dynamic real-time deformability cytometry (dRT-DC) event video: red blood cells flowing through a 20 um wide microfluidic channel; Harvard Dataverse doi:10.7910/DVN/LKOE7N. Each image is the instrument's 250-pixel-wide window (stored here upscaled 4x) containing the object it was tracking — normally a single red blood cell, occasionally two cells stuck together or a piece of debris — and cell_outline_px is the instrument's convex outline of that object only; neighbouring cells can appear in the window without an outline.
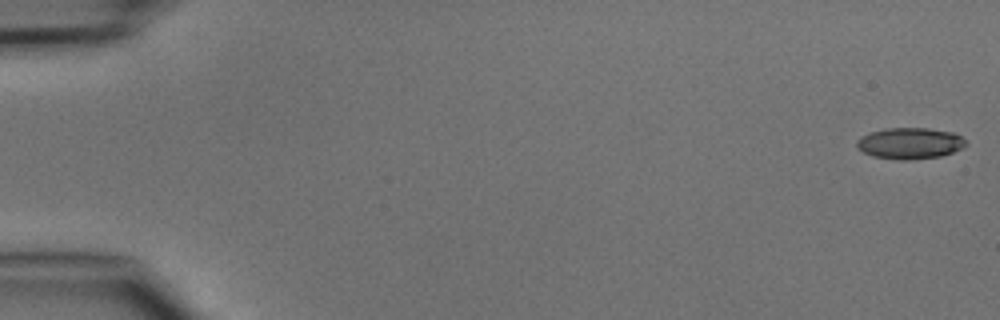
{"species": "common noctule bat (a hibernating species)", "species_latin": "Nyctalus noctula", "temperature_condition": "cold", "stored_images_in_passage": 48, "camera_frame_rate_fps": 3000, "um_per_image_px": 0.085, "animal": {"sex": "male", "body_mass_g": 15.6}, "frame": {"image": 1, "passage_image": 1, "time_ms": 0.0, "image_size_px": [1000, 320], "cell_outline_px": [[968, 144], [964, 148], [940, 156], [908, 160], [900, 160], [872, 156], [856, 148], [856, 140], [860, 136], [872, 132], [888, 128], [928, 128], [956, 132]], "centroid_in_image_um": [77.35, 12.18], "position_along_channel_um": 7.7, "area_um2": 20.0}}
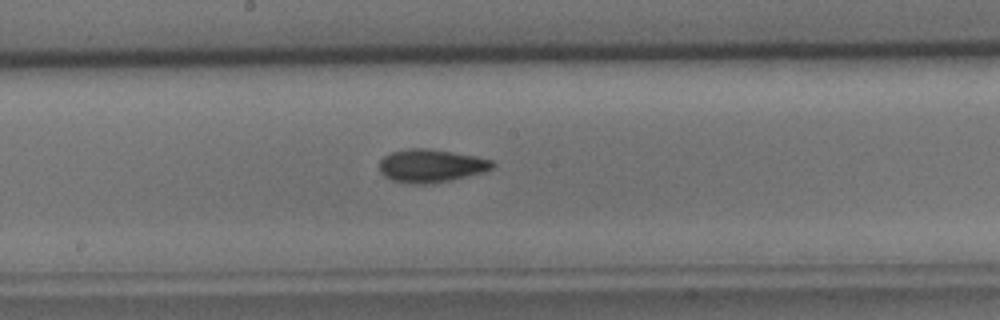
{"frame": {"image": 2, "passage_image": 26, "time_ms": 8.333, "image_size_px": [1000, 320], "cell_outline_px": [[496, 164], [492, 168], [484, 172], [448, 180], [424, 184], [412, 184], [392, 180], [384, 176], [380, 172], [380, 160], [384, 156], [392, 152], [408, 148], [428, 148], [476, 156], [492, 160]], "centroid_in_image_um": [36.63, 14.08], "position_along_channel_um": 211.6, "area_um2": 21.68}}
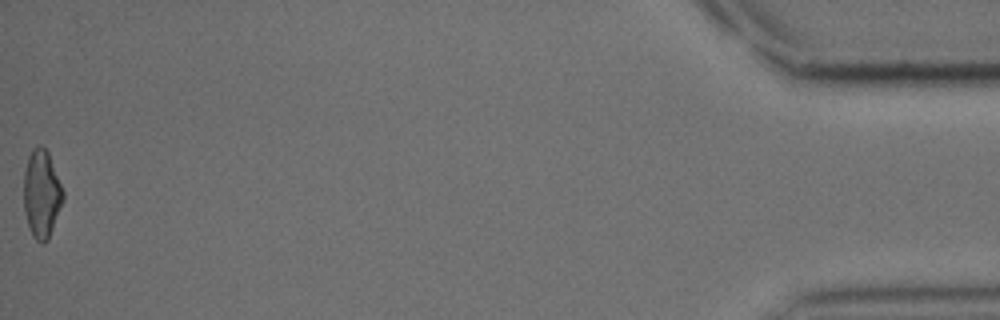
{"frame": {"image": 3, "passage_image": 48, "time_ms": 15.667, "image_size_px": [1000, 320], "cell_outline_px": [[64, 200], [48, 240], [44, 244], [40, 244], [32, 236], [24, 212], [24, 172], [28, 156], [32, 148], [40, 144], [48, 152], [64, 192]], "centroid_in_image_um": [3.54, 16.5], "position_along_channel_um": 431.7, "area_um2": 20.29}}